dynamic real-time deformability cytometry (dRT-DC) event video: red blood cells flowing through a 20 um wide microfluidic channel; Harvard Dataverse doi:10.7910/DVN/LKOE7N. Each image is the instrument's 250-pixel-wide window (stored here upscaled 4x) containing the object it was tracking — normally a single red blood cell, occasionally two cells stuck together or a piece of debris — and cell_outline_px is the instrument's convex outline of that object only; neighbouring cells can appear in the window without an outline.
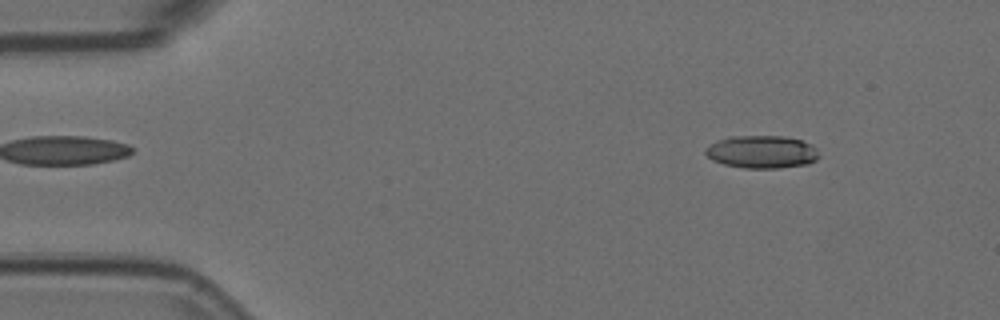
{"species": "Egyptian fruit bat (a non-hibernating species)", "species_latin": "Rousettus aegyptiacus", "temperature_condition": "room temperature", "stored_images_in_passage": 3, "camera_frame_rate_fps": 3000, "um_per_image_px": 0.085, "animal": {"sex": "female"}, "frame": {"image": 1, "passage_image": 1, "time_ms": 0.0, "image_size_px": [1000, 320], "cell_outline_px": [[820, 156], [816, 160], [808, 164], [780, 168], [744, 168], [724, 164], [712, 160], [704, 152], [704, 148], [728, 136], [784, 136], [800, 140], [812, 144], [816, 148]], "centroid_in_image_um": [64.78, 12.91], "position_along_channel_um": 20.2, "area_um2": 21.73}}